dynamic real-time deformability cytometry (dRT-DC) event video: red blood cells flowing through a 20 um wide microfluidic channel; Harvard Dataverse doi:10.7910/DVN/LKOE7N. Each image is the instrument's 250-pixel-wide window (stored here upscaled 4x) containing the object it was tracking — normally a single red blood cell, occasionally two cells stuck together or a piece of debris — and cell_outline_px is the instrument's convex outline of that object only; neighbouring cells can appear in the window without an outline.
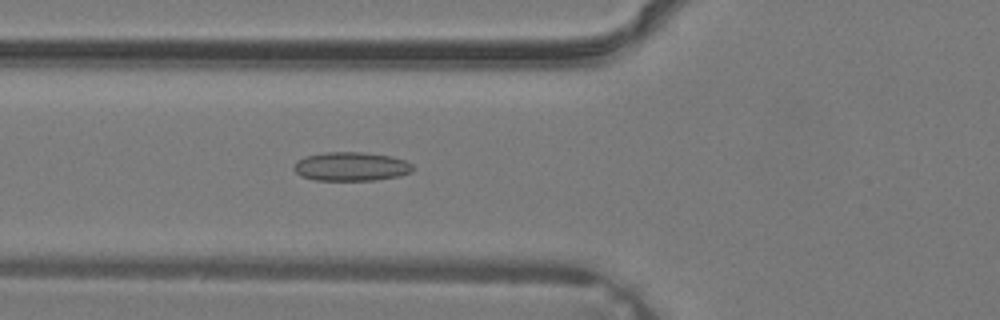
{"species": "common noctule bat (a hibernating species)", "species_latin": "Nyctalus noctula", "temperature_condition": "warm", "stored_images_in_passage": 27, "camera_frame_rate_fps": 3000, "um_per_image_px": 0.085, "animal": {"sex": "male", "body_mass_g": 19.2, "forearm_length_mm": 51.8}, "frame": {"image": 1, "passage_image": 3, "time_ms": 0.667, "image_size_px": [1000, 320], "cell_outline_px": [[416, 168], [412, 172], [400, 176], [376, 180], [316, 180], [300, 176], [292, 168], [296, 160], [304, 156], [324, 152], [364, 152], [392, 156], [404, 160], [412, 164]], "centroid_in_image_um": [29.85, 14.15], "position_along_channel_um": 96.0, "area_um2": 20.35}}
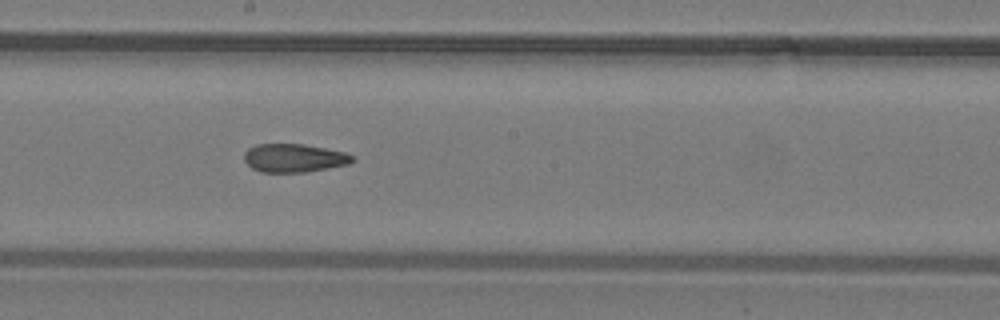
{"frame": {"image": 2, "passage_image": 10, "time_ms": 3.0, "image_size_px": [1000, 320], "cell_outline_px": [[356, 160], [348, 164], [304, 172], [260, 172], [252, 168], [244, 160], [244, 152], [248, 148], [256, 144], [304, 144], [344, 152], [356, 156]], "centroid_in_image_um": [24.99, 13.42], "position_along_channel_um": 223.2, "area_um2": 17.92}}
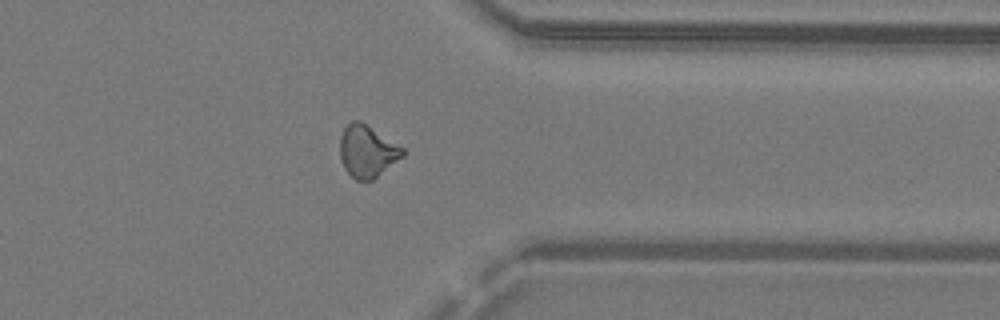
{"frame": {"image": 3, "passage_image": 19, "time_ms": 6.0, "image_size_px": [1000, 320], "cell_outline_px": [[404, 156], [372, 180], [356, 180], [344, 168], [340, 160], [340, 136], [344, 128], [352, 120], [360, 120], [404, 148]], "centroid_in_image_um": [31.2, 12.85], "position_along_channel_um": 380.2, "area_um2": 18.96}}